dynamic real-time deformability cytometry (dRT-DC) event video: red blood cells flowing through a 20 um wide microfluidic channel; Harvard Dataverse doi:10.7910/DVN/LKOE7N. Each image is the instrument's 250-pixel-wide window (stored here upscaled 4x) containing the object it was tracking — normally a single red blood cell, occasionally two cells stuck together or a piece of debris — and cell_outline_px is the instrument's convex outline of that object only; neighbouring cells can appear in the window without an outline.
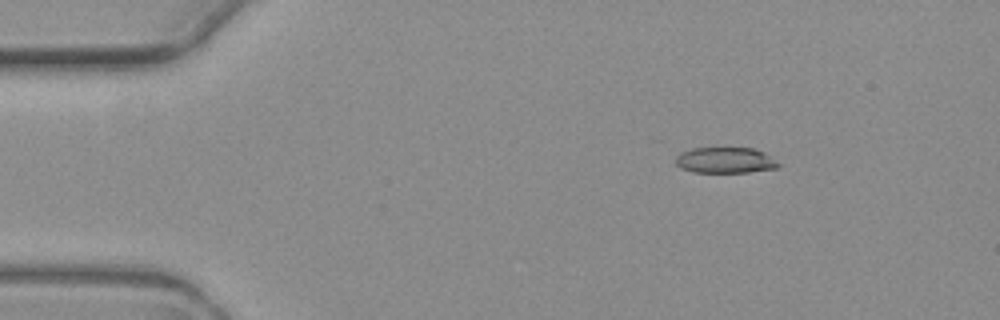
{"species": "common noctule bat (a hibernating species)", "species_latin": "Nyctalus noctula", "temperature_condition": "warm", "stored_images_in_passage": 3, "camera_frame_rate_fps": 3000, "um_per_image_px": 0.085, "animal": {"sex": "female", "body_mass_g": 19.3, "forearm_length_mm": 54.1}, "frame": {"image": 1, "passage_image": 1, "time_ms": 0.0, "image_size_px": [1000, 320], "cell_outline_px": [[780, 164], [776, 168], [748, 172], [692, 172], [680, 168], [676, 164], [676, 156], [680, 152], [692, 148], [752, 148], [764, 152]], "centroid_in_image_um": [61.6, 13.62], "position_along_channel_um": 23.4, "area_um2": 15.43}}